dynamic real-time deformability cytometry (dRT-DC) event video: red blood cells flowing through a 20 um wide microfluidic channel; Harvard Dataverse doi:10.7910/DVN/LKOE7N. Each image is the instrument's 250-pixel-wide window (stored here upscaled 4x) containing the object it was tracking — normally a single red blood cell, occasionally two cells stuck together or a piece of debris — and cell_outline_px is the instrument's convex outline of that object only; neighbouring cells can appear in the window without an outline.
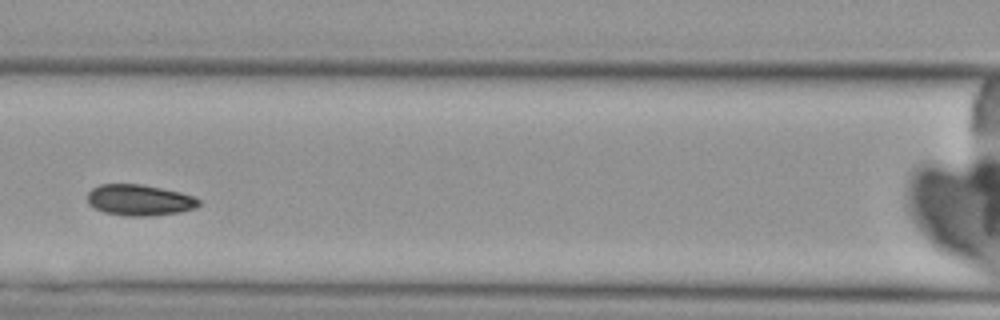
{"species": "Egyptian fruit bat (a non-hibernating species)", "species_latin": "Rousettus aegyptiacus", "temperature_condition": "cold", "stored_images_in_passage": 5, "camera_frame_rate_fps": 3000, "um_per_image_px": 0.085, "animal": {"sex": "female"}, "frame": {"image": 1, "passage_image": 3, "time_ms": 2.333, "image_size_px": [1000, 320], "cell_outline_px": [[200, 204], [196, 208], [180, 212], [148, 216], [124, 216], [104, 212], [88, 204], [88, 192], [92, 188], [100, 184], [140, 184], [180, 192], [192, 196], [200, 200]], "centroid_in_image_um": [11.85, 17.01], "position_along_channel_um": 154.8, "area_um2": 20.11}}